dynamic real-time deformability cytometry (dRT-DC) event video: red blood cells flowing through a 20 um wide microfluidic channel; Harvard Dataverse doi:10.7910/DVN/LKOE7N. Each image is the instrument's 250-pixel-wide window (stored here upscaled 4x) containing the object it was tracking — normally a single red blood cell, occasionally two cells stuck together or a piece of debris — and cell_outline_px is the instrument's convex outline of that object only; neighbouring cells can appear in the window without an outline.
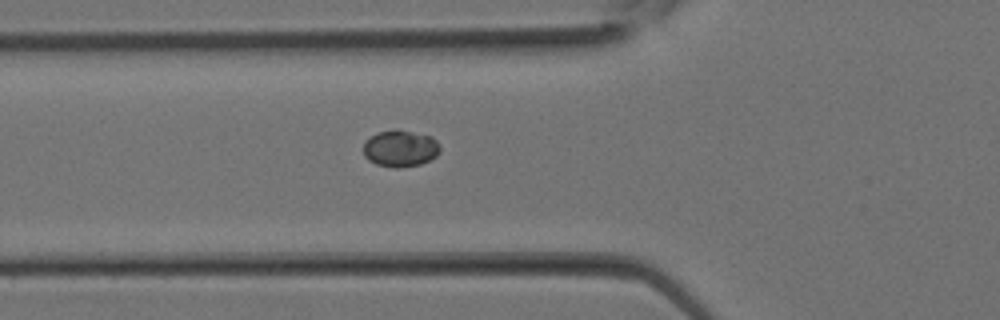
{"species": "Egyptian fruit bat (a non-hibernating species)", "species_latin": "Rousettus aegyptiacus", "temperature_condition": "room temperature", "stored_images_in_passage": 7, "camera_frame_rate_fps": 3000, "um_per_image_px": 0.085, "animal": {"sex": "female"}, "frame": {"image": 1, "passage_image": 5, "time_ms": 1.333, "image_size_px": [1000, 320], "cell_outline_px": [[440, 152], [436, 156], [420, 164], [400, 168], [392, 168], [376, 164], [368, 160], [364, 156], [364, 140], [376, 132], [396, 128], [432, 136], [440, 144]], "centroid_in_image_um": [34.01, 12.6], "position_along_channel_um": 91.8, "area_um2": 16.76}}
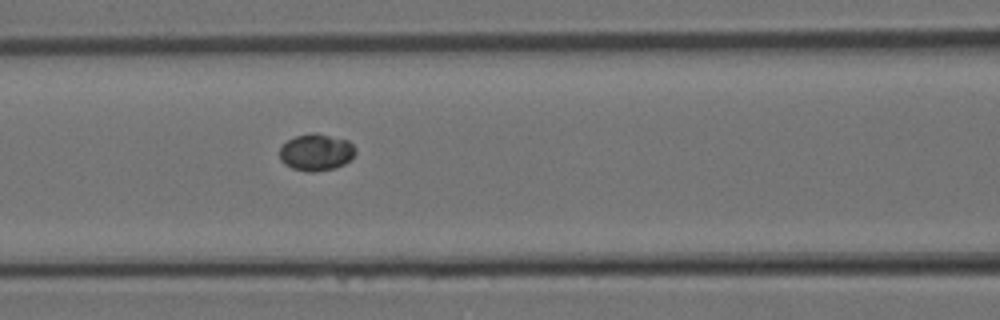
{"frame": {"image": 2, "passage_image": 7, "time_ms": 2.0, "image_size_px": [1000, 320], "cell_outline_px": [[356, 152], [344, 164], [336, 168], [312, 172], [308, 172], [292, 168], [284, 164], [280, 160], [280, 148], [288, 140], [296, 136], [312, 132], [316, 132], [348, 140], [356, 148]], "centroid_in_image_um": [26.87, 12.94], "position_along_channel_um": 139.7, "area_um2": 16.3}}